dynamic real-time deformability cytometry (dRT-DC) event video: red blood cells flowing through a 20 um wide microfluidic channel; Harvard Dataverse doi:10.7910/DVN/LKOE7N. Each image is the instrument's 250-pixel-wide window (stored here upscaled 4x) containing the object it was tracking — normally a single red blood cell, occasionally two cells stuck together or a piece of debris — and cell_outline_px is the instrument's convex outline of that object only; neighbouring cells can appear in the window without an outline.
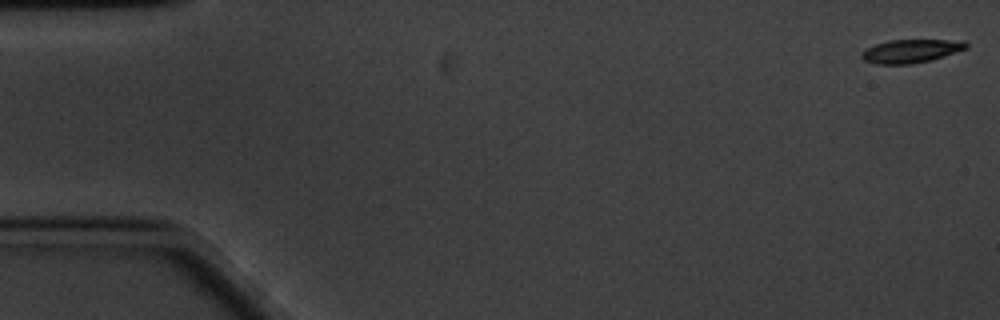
{"species": "common noctule bat (a hibernating species)", "species_latin": "Nyctalus noctula", "temperature_condition": "cold", "stored_images_in_passage": 60, "camera_frame_rate_fps": 3000, "um_per_image_px": 0.085, "animal": {"sex": "male", "body_mass_g": 20.1, "forearm_length_mm": 53.5}, "frame": {"image": 1, "passage_image": 1, "time_ms": 0.0, "image_size_px": [1000, 320], "cell_outline_px": [[968, 48], [932, 60], [912, 64], [876, 64], [864, 60], [860, 56], [860, 52], [864, 48], [888, 40], [964, 40], [968, 44]], "centroid_in_image_um": [77.41, 4.34], "position_along_channel_um": 7.6, "area_um2": 14.45}}
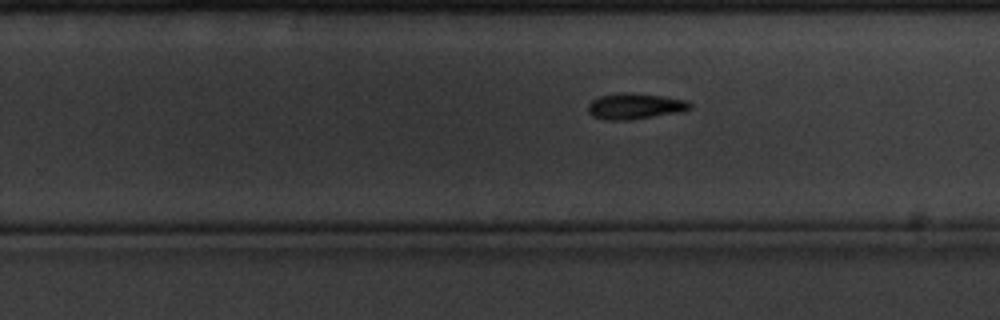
{"frame": {"image": 2, "passage_image": 37, "time_ms": 12.0, "image_size_px": [1000, 320], "cell_outline_px": [[692, 108], [676, 112], [628, 120], [604, 120], [592, 116], [588, 112], [588, 104], [592, 100], [600, 96], [620, 92], [628, 92], [660, 96], [688, 100], [692, 104]], "centroid_in_image_um": [53.92, 9.02], "position_along_channel_um": 275.9, "area_um2": 15.26}}
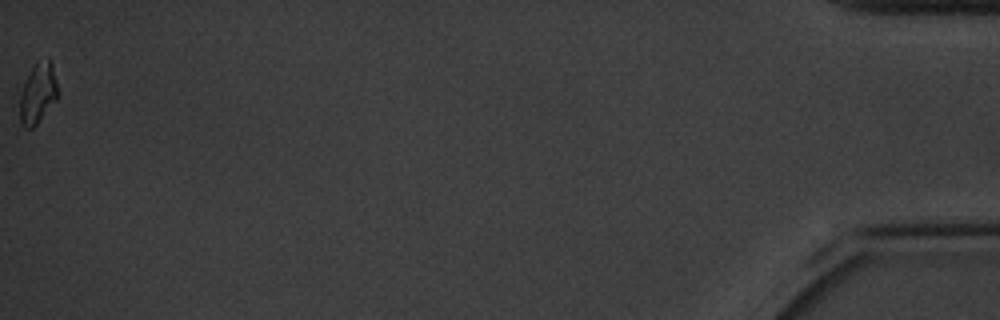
{"frame": {"image": 3, "passage_image": 60, "time_ms": 19.667, "image_size_px": [1000, 320], "cell_outline_px": [[60, 92], [56, 100], [36, 124], [32, 128], [24, 128], [20, 124], [20, 96], [28, 72], [36, 60], [48, 56], [52, 64]], "centroid_in_image_um": [3.24, 7.87], "position_along_channel_um": 432.0, "area_um2": 13.7}, "authors_computed_cell_mechanics": {"area_um2": 14.7679, "velocity_mm_per_s": 3.3347, "shape_relaxation_time_tau1_ms": 3.8072, "shape_relaxation_time_tau2_ms": null, "deformation_change_tau1": 0.1454, "deformation_change_tau2": null}}